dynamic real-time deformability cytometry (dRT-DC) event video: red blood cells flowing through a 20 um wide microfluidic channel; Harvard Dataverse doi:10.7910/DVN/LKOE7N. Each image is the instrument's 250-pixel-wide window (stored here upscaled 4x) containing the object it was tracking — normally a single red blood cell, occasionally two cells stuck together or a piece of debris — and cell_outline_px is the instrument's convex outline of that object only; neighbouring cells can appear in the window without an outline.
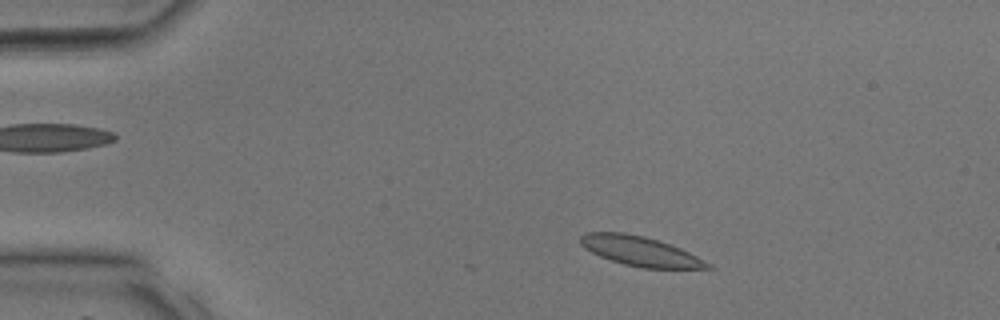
{"species": "common noctule bat (a hibernating species)", "species_latin": "Nyctalus noctula", "temperature_condition": "room temperature", "stored_images_in_passage": 32, "camera_frame_rate_fps": 3000, "um_per_image_px": 0.085, "animal": {"sex": "male", "body_mass_g": 17.9, "forearm_length_mm": 54.2}, "frame": {"image": 1, "passage_image": 4, "time_ms": 1.0, "image_size_px": [1000, 320], "cell_outline_px": [[712, 268], [640, 268], [624, 264], [600, 256], [584, 248], [580, 244], [580, 236], [584, 232], [624, 232], [644, 236], [680, 248], [712, 264]], "centroid_in_image_um": [54.38, 21.34], "position_along_channel_um": 30.6, "area_um2": 21.73}}
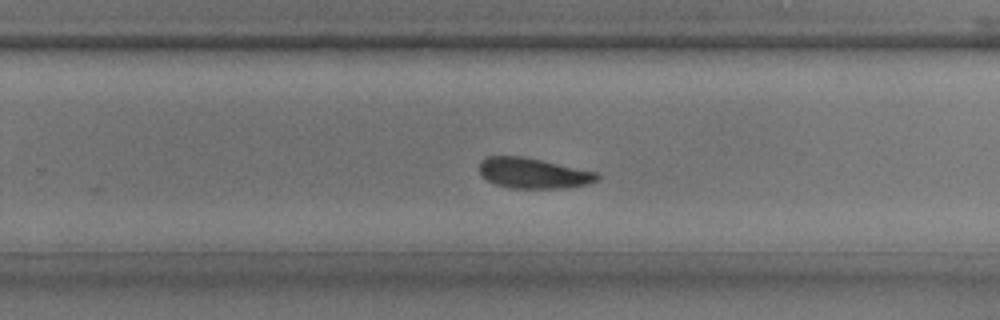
{"frame": {"image": 2, "passage_image": 22, "time_ms": 7.0, "image_size_px": [1000, 320], "cell_outline_px": [[600, 176], [596, 180], [588, 184], [564, 188], [512, 188], [496, 184], [488, 180], [476, 168], [480, 160], [484, 156], [524, 156], [600, 172]], "centroid_in_image_um": [45.32, 14.7], "position_along_channel_um": 284.5, "area_um2": 21.21}}
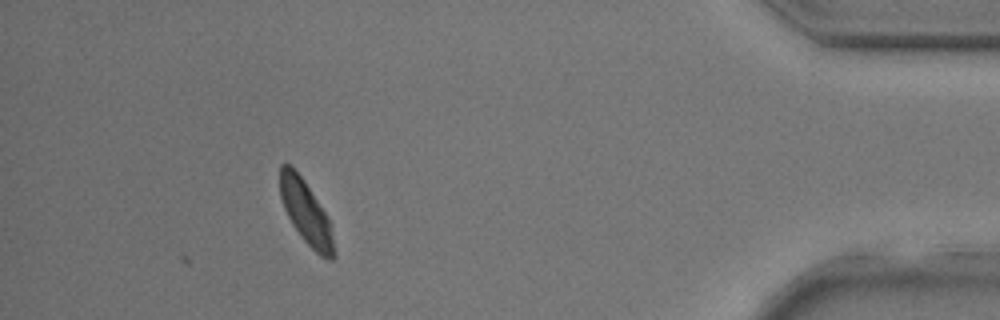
{"frame": {"image": 3, "passage_image": 32, "time_ms": 10.333, "image_size_px": [1000, 320], "cell_outline_px": [[336, 256], [332, 260], [328, 260], [320, 256], [304, 240], [292, 224], [284, 208], [280, 196], [280, 164], [292, 164], [304, 180], [332, 224]], "centroid_in_image_um": [26.03, 18.08], "position_along_channel_um": 409.2, "area_um2": 20.06}}